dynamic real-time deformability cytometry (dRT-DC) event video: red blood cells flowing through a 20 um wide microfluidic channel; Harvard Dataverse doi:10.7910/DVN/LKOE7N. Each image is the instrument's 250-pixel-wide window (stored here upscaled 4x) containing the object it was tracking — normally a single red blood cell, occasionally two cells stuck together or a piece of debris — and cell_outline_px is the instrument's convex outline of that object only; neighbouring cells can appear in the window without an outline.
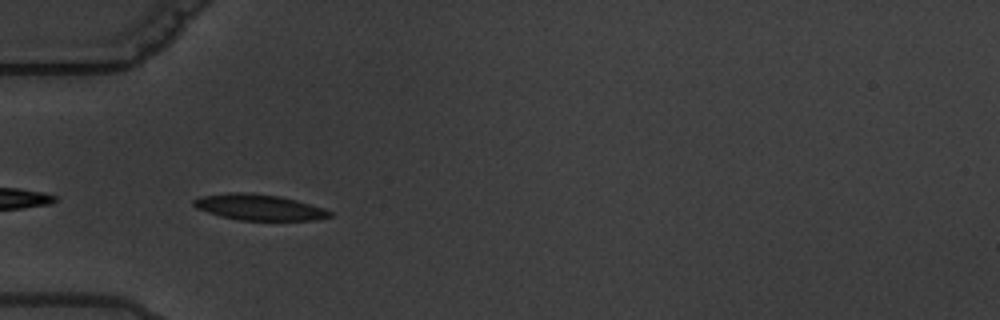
{"species": "common noctule bat (a hibernating species)", "species_latin": "Nyctalus noctula", "temperature_condition": "warm", "stored_images_in_passage": 7, "camera_frame_rate_fps": 3000, "um_per_image_px": 0.085, "animal": {"sex": "male", "body_mass_g": 19.5, "forearm_length_mm": 54.6}, "frame": {"image": 1, "passage_image": 6, "time_ms": 6.0, "image_size_px": [1000, 320], "cell_outline_px": [[332, 216], [316, 220], [240, 220], [220, 216], [196, 208], [192, 204], [192, 200], [204, 196], [228, 192], [244, 192], [280, 196], [296, 200], [324, 208], [332, 212]], "centroid_in_image_um": [22.02, 17.62], "position_along_channel_um": 63.0, "area_um2": 20.46}}